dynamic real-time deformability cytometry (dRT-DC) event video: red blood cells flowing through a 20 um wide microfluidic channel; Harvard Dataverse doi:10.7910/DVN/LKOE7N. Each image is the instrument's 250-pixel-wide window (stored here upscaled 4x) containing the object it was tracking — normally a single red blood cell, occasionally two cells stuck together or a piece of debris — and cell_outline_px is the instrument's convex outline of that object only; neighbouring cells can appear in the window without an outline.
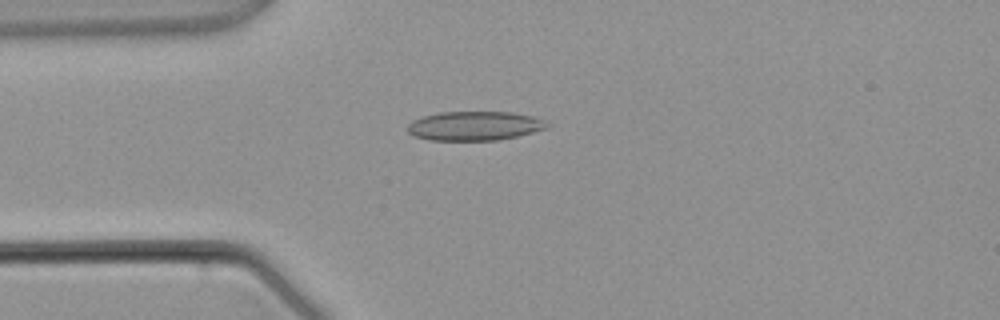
{"species": "common noctule bat (a hibernating species)", "species_latin": "Nyctalus noctula", "temperature_condition": "warm", "stored_images_in_passage": 3, "camera_frame_rate_fps": 3000, "um_per_image_px": 0.085, "animal": {"sex": "male", "body_mass_g": 21.5, "forearm_length_mm": 52.0}, "frame": {"image": 1, "passage_image": 3, "time_ms": 2.333, "image_size_px": [1000, 320], "cell_outline_px": [[552, 124], [548, 128], [500, 140], [428, 140], [412, 136], [408, 132], [408, 124], [412, 120], [424, 116], [440, 112], [512, 112], [532, 116], [544, 120]], "centroid_in_image_um": [40.34, 10.7], "position_along_channel_um": 44.7, "area_um2": 23.81}}